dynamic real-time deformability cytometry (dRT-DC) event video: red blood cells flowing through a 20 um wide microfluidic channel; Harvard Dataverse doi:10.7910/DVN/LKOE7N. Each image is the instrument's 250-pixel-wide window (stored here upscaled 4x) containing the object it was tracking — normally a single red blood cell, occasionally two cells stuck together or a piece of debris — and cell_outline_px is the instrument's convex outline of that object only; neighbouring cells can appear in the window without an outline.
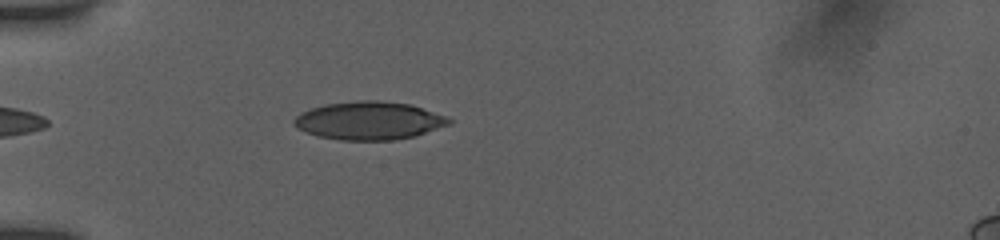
{"species": "human", "species_latin": "Homo sapiens", "temperature_condition": "room temperature", "stored_images_in_passage": 34, "camera_frame_rate_fps": 3000, "um_per_image_px": 0.085, "donor": {"sex": "female"}, "frame": {"image": 1, "passage_image": 1, "time_ms": 0.0, "image_size_px": [1000, 240], "cell_outline_px": [[452, 124], [416, 136], [396, 140], [340, 140], [316, 136], [296, 128], [292, 124], [292, 120], [300, 112], [324, 104], [364, 100], [380, 100], [408, 104], [444, 116], [452, 120]], "centroid_in_image_um": [31.33, 10.27], "position_along_channel_um": 53.7, "area_um2": 34.51}}
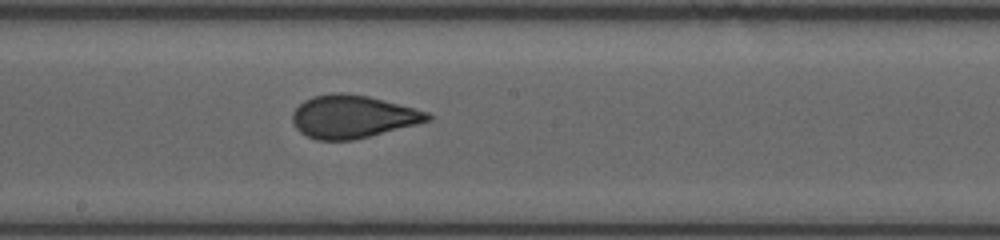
{"frame": {"image": 2, "passage_image": 20, "time_ms": 4.667, "image_size_px": [1000, 240], "cell_outline_px": [[432, 120], [352, 140], [316, 140], [300, 132], [292, 124], [292, 112], [304, 100], [312, 96], [332, 92], [340, 92], [368, 96], [384, 100], [428, 112], [432, 116]], "centroid_in_image_um": [29.93, 9.9], "position_along_channel_um": 218.3, "area_um2": 33.58}}
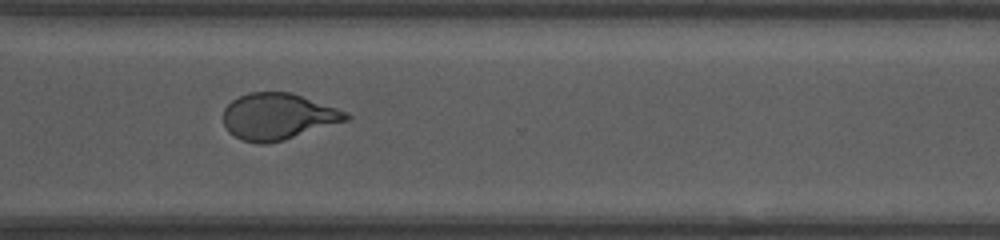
{"frame": {"image": 3, "passage_image": 33, "time_ms": 8.0, "image_size_px": [1000, 240], "cell_outline_px": [[352, 116], [348, 120], [284, 140], [264, 144], [256, 144], [240, 140], [228, 132], [224, 124], [224, 108], [232, 100], [248, 92], [292, 92], [348, 112]], "centroid_in_image_um": [23.62, 9.91], "position_along_channel_um": 347.0, "area_um2": 33.35}}